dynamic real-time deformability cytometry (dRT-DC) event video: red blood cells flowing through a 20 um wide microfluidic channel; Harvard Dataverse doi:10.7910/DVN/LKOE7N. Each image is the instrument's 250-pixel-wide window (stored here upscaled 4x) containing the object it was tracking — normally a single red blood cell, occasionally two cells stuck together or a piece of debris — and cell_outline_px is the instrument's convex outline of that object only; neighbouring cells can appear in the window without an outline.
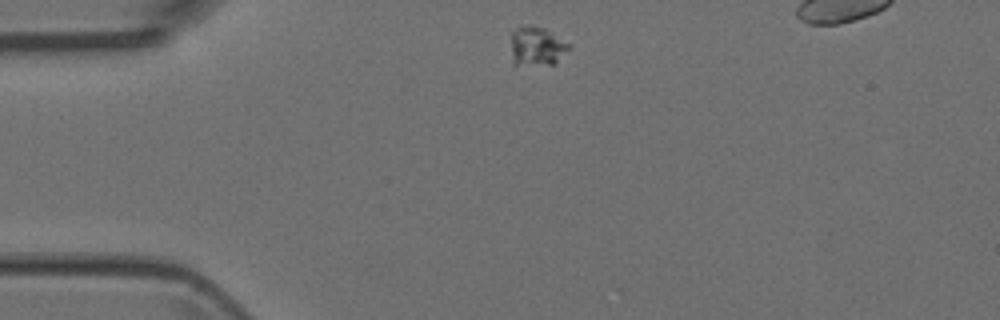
{"species": "Egyptian fruit bat (a non-hibernating species)", "species_latin": "Rousettus aegyptiacus", "temperature_condition": "room temperature", "stored_images_in_passage": 3, "camera_frame_rate_fps": 3000, "um_per_image_px": 0.085, "animal": {"sex": "female"}, "frame": {"image": 1, "passage_image": 1, "time_ms": 0.0, "image_size_px": [1000, 320], "cell_outline_px": [[572, 44], [552, 64], [512, 64], [512, 32], [516, 28], [544, 28]], "centroid_in_image_um": [45.62, 3.94], "position_along_channel_um": 39.4, "area_um2": 12.48}}